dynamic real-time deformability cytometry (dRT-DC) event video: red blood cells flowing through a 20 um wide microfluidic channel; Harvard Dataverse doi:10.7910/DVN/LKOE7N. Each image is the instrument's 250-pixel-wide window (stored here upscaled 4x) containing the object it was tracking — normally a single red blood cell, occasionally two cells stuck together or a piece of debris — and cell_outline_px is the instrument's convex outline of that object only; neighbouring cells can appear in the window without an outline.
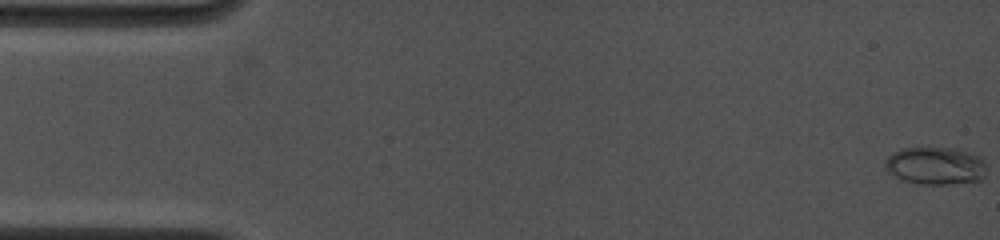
{"species": "common noctule bat (a hibernating species)", "species_latin": "Nyctalus noctula", "temperature_condition": "cold", "stored_images_in_passage": 35, "camera_frame_rate_fps": 4500, "um_per_image_px": 0.085, "animal": {"sex": "female", "body_mass_g": 19.0, "forearm_length_mm": 53.3}, "frame": {"image": 1, "passage_image": 1, "time_ms": 0.0, "image_size_px": [1000, 240], "cell_outline_px": [[984, 176], [980, 180], [948, 184], [916, 184], [904, 180], [888, 172], [884, 168], [884, 160], [892, 152], [900, 148], [952, 148], [976, 156], [984, 164]], "centroid_in_image_um": [79.41, 14.1], "position_along_channel_um": 5.6, "area_um2": 21.91}}
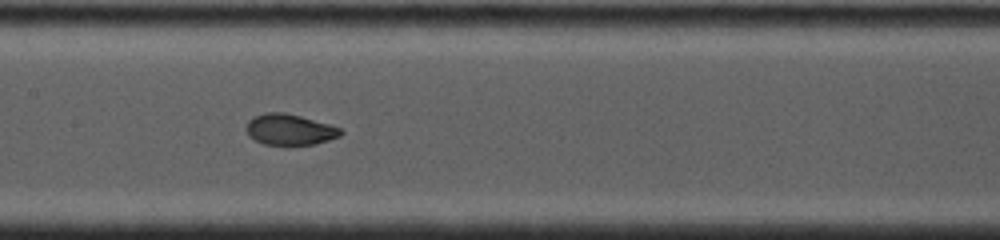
{"frame": {"image": 2, "passage_image": 19, "time_ms": 8.0, "image_size_px": [1000, 240], "cell_outline_px": [[344, 132], [340, 136], [316, 144], [288, 148], [264, 144], [248, 136], [244, 128], [248, 120], [252, 116], [264, 112], [284, 112], [332, 124], [340, 128]], "centroid_in_image_um": [24.6, 11.05], "position_along_channel_um": 182.8, "area_um2": 17.98}}
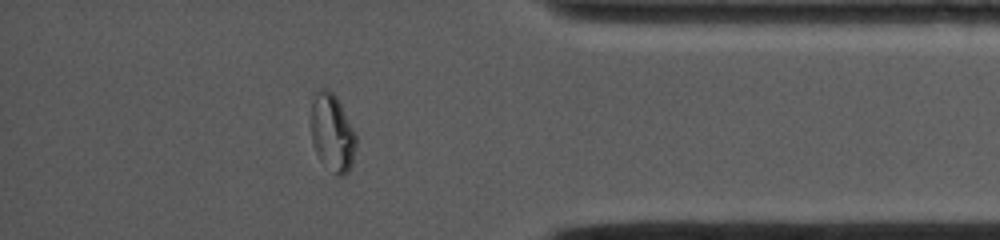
{"frame": {"image": 3, "passage_image": 32, "time_ms": 14.0, "image_size_px": [1000, 240], "cell_outline_px": [[356, 144], [352, 164], [348, 172], [344, 176], [336, 176], [320, 160], [312, 144], [312, 100], [316, 92], [320, 88], [328, 88], [336, 96], [356, 132]], "centroid_in_image_um": [28.26, 11.3], "position_along_channel_um": 406.9, "area_um2": 20.46}, "authors_computed_cell_mechanics": {"area_um2": 18.0914, "velocity_mm_per_s": 3.9286, "shape_relaxation_time_tau1_ms": 8.8403, "shape_relaxation_time_tau2_ms": null, "deformation_change_tau1": 0.2612, "deformation_change_tau2": null}}